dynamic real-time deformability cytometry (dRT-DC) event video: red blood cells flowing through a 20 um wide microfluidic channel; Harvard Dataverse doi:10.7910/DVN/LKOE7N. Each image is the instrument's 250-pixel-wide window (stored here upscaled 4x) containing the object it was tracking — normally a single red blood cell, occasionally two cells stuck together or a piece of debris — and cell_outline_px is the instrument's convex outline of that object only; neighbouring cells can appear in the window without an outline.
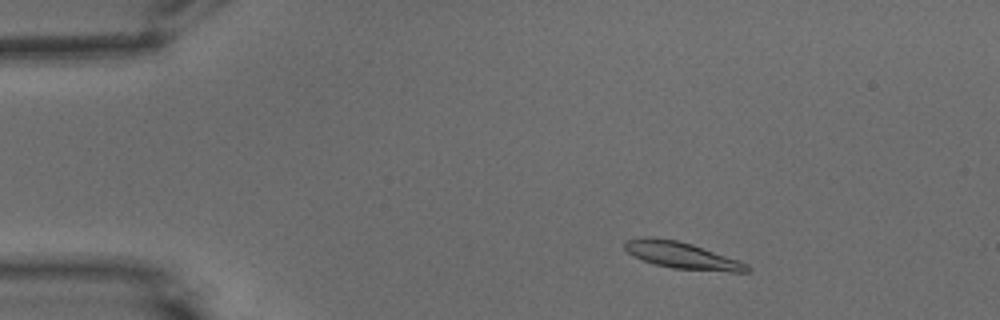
{"species": "common noctule bat (a hibernating species)", "species_latin": "Nyctalus noctula", "temperature_condition": "warm", "stored_images_in_passage": 54, "camera_frame_rate_fps": 3000, "um_per_image_px": 0.085, "animal": {"sex": "male", "body_mass_g": 15.6}, "frame": {"image": 1, "passage_image": 6, "time_ms": 1.667, "image_size_px": [1000, 320], "cell_outline_px": [[752, 268], [748, 272], [732, 272], [672, 268], [656, 264], [632, 256], [624, 248], [624, 240], [644, 236], [652, 236], [676, 240], [692, 244], [748, 264]], "centroid_in_image_um": [57.92, 21.69], "position_along_channel_um": 27.1, "area_um2": 18.96}}
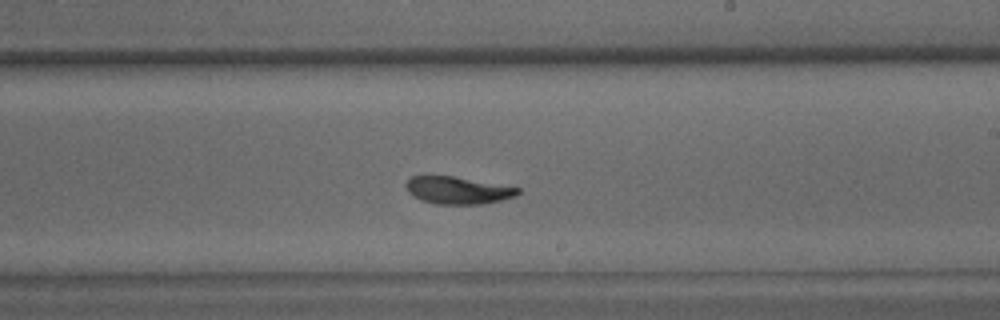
{"frame": {"image": 2, "passage_image": 31, "time_ms": 10.0, "image_size_px": [1000, 320], "cell_outline_px": [[520, 192], [516, 196], [484, 204], [436, 204], [420, 200], [412, 196], [408, 192], [404, 184], [412, 176], [452, 176], [520, 188]], "centroid_in_image_um": [38.88, 16.18], "position_along_channel_um": 250.1, "area_um2": 17.74}}
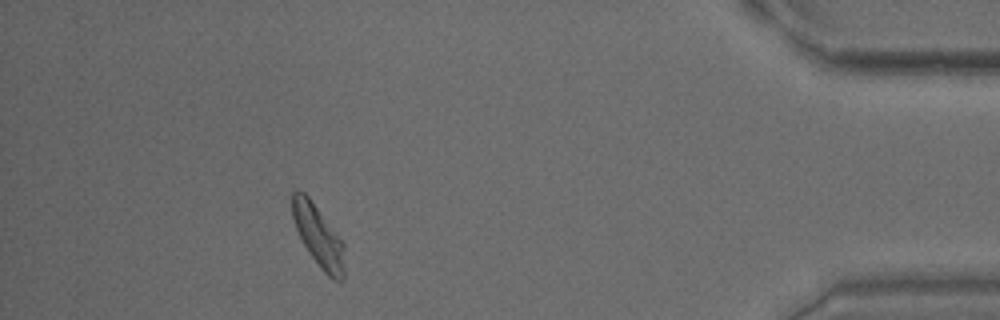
{"frame": {"image": 3, "passage_image": 49, "time_ms": 16.0, "image_size_px": [1000, 320], "cell_outline_px": [[344, 280], [332, 280], [320, 268], [308, 252], [296, 228], [292, 216], [292, 192], [296, 188], [304, 192], [308, 196], [344, 244]], "centroid_in_image_um": [27.05, 20.07], "position_along_channel_um": 408.1, "area_um2": 18.5}, "authors_computed_cell_mechanics": {"area_um2": 18.785, "velocity_mm_per_s": 3.4897, "shape_relaxation_time_tau1_ms": 3.7206, "shape_relaxation_time_tau2_ms": 3.2773, "deformation_change_tau1": 0.1471, "deformation_change_tau2": 0.0757}}